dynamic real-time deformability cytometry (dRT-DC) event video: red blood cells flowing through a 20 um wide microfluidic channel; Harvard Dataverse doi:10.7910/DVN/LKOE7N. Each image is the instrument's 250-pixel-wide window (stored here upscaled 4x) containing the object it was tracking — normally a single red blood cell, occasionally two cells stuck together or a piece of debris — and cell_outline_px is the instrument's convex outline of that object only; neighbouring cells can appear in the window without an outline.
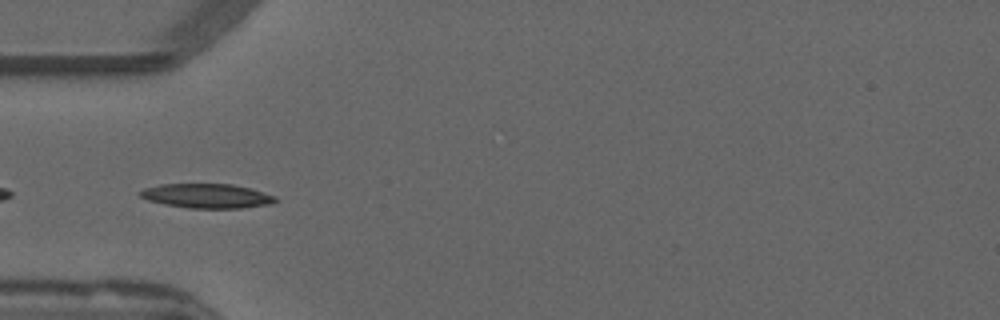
{"species": "common noctule bat (a hibernating species)", "species_latin": "Nyctalus noctula", "temperature_condition": "warm", "stored_images_in_passage": 52, "camera_frame_rate_fps": 3000, "um_per_image_px": 0.085, "animal": {"sex": "male", "forearm_length_mm": 52.5}, "frame": {"image": 1, "passage_image": 16, "time_ms": 5.0, "image_size_px": [1000, 320], "cell_outline_px": [[276, 200], [268, 204], [240, 208], [188, 208], [164, 204], [148, 200], [140, 196], [136, 192], [144, 188], [160, 184], [232, 184], [248, 188], [276, 196]], "centroid_in_image_um": [17.51, 16.65], "position_along_channel_um": 67.5, "area_um2": 19.07}}
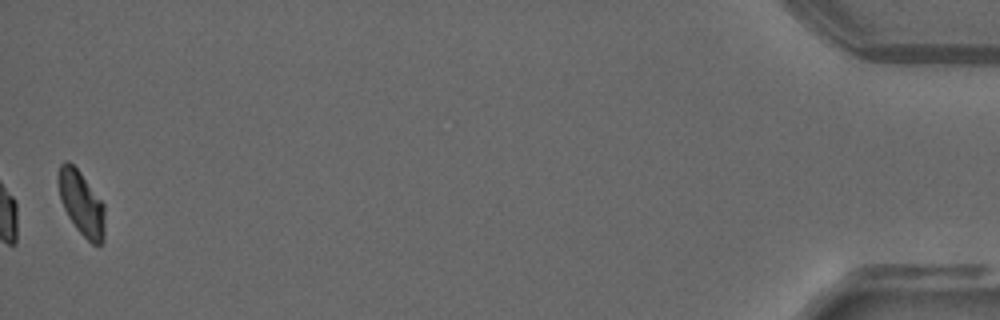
{"frame": {"image": 2, "passage_image": 52, "time_ms": 17.0, "image_size_px": [1000, 320], "cell_outline_px": [[104, 240], [100, 244], [92, 244], [76, 228], [68, 216], [60, 200], [56, 180], [56, 176], [60, 164], [64, 160], [68, 160], [80, 172], [104, 204]], "centroid_in_image_um": [6.88, 17.24], "position_along_channel_um": 428.3, "area_um2": 17.51}}